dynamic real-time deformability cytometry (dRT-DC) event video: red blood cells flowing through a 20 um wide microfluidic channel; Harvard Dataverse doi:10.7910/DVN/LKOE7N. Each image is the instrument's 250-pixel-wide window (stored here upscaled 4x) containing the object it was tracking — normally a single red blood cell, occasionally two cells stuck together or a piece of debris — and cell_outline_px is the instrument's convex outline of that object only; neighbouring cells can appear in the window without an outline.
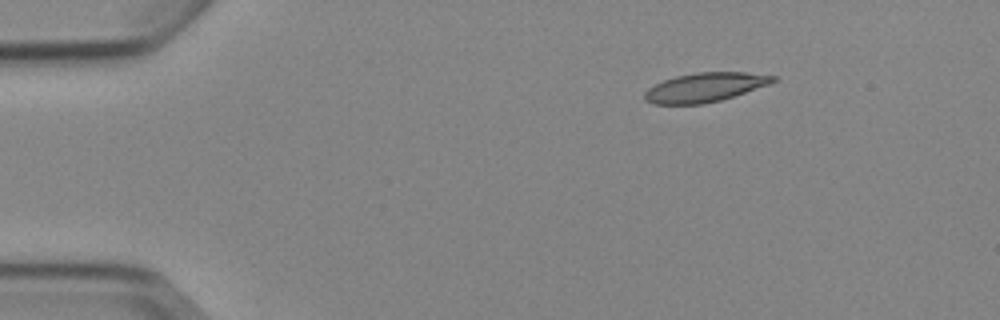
{"species": "Egyptian fruit bat (a non-hibernating species)", "species_latin": "Rousettus aegyptiacus", "temperature_condition": "cold", "stored_images_in_passage": 3, "camera_frame_rate_fps": 3000, "um_per_image_px": 0.085, "animal": {"sex": "female"}, "frame": {"image": 1, "passage_image": 1, "time_ms": 0.0, "image_size_px": [1000, 320], "cell_outline_px": [[776, 80], [772, 84], [720, 100], [704, 104], [652, 104], [644, 100], [644, 92], [648, 88], [664, 80], [676, 76], [696, 72], [748, 72], [776, 76]], "centroid_in_image_um": [59.93, 7.42], "position_along_channel_um": 25.1, "area_um2": 21.91}}